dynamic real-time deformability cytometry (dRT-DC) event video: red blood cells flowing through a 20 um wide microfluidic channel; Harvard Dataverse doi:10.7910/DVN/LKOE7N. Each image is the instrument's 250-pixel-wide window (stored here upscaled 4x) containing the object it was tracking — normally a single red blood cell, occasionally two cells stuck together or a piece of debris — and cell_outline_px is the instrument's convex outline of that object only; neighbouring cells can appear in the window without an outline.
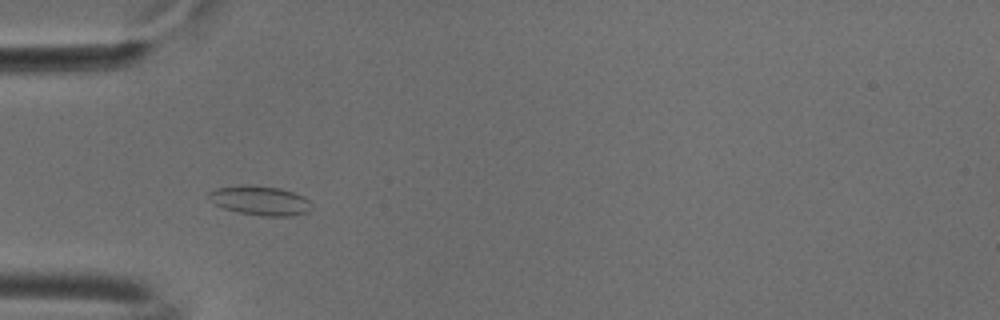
{"species": "common noctule bat (a hibernating species)", "species_latin": "Nyctalus noctula", "temperature_condition": "cold", "stored_images_in_passage": 39, "camera_frame_rate_fps": 3000, "um_per_image_px": 0.085, "animal": {"sex": "male", "body_mass_g": 18.8}, "frame": {"image": 1, "passage_image": 2, "time_ms": 0.333, "image_size_px": [1000, 320], "cell_outline_px": [[312, 208], [308, 212], [288, 216], [260, 216], [236, 212], [224, 208], [208, 200], [208, 192], [216, 188], [244, 184], [252, 184], [280, 188], [304, 196], [308, 200]], "centroid_in_image_um": [22.08, 17.04], "position_along_channel_um": 62.9, "area_um2": 17.8}}
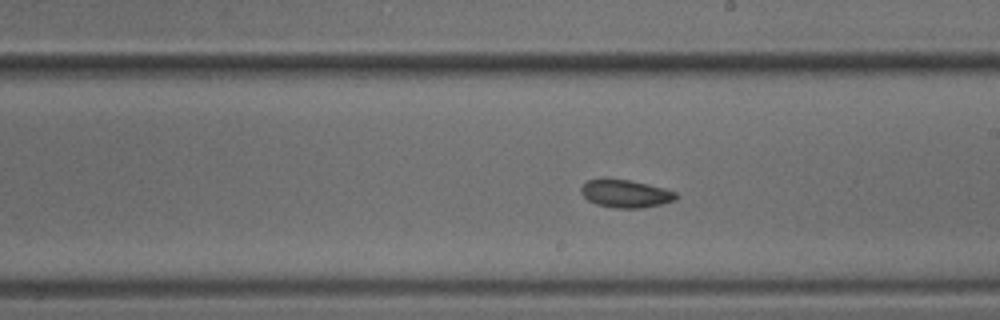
{"frame": {"image": 2, "passage_image": 16, "time_ms": 5.0, "image_size_px": [1000, 320], "cell_outline_px": [[680, 196], [676, 200], [660, 204], [640, 208], [616, 208], [596, 204], [588, 200], [580, 192], [580, 188], [588, 180], [604, 176], [632, 180], [676, 192]], "centroid_in_image_um": [53.14, 16.43], "position_along_channel_um": 235.9, "area_um2": 15.72}}
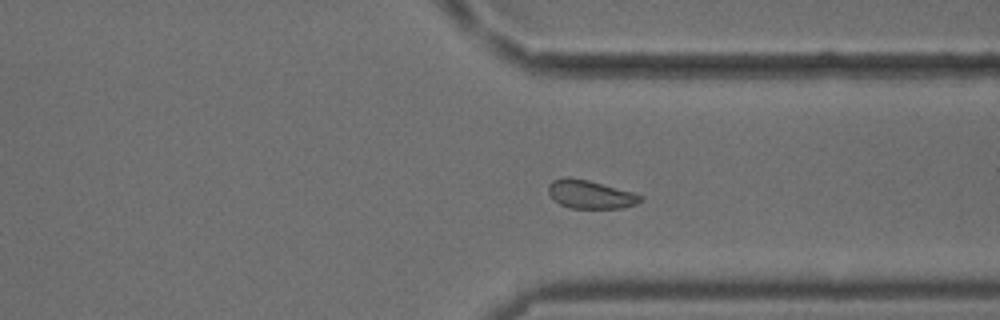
{"frame": {"image": 3, "passage_image": 26, "time_ms": 8.333, "image_size_px": [1000, 320], "cell_outline_px": [[644, 200], [636, 204], [624, 208], [572, 208], [560, 204], [548, 192], [548, 184], [552, 180], [588, 180], [632, 192], [644, 196]], "centroid_in_image_um": [50.27, 16.56], "position_along_channel_um": 361.1, "area_um2": 14.68}, "authors_computed_cell_mechanics": {"area_um2": 15.4326, "velocity_mm_per_s": 3.7543, "shape_relaxation_time_tau1_ms": null, "shape_relaxation_time_tau2_ms": 3.233, "deformation_change_tau1": null, "deformation_change_tau2": 0.0811}}